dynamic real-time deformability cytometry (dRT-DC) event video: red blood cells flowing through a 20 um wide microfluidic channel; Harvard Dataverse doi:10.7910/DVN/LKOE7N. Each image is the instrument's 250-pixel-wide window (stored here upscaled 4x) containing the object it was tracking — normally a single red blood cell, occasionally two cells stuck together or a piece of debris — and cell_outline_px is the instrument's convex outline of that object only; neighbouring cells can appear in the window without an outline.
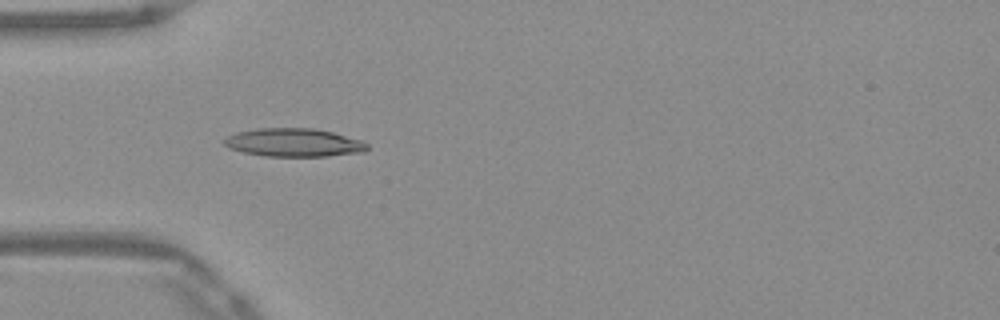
{"species": "Egyptian fruit bat (a non-hibernating species)", "species_latin": "Rousettus aegyptiacus", "temperature_condition": "warm", "stored_images_in_passage": 4, "camera_frame_rate_fps": 3000, "um_per_image_px": 0.085, "frame": {"image": 1, "passage_image": 3, "time_ms": 0.667, "image_size_px": [1000, 320], "cell_outline_px": [[368, 148], [364, 152], [328, 156], [264, 156], [244, 152], [228, 148], [224, 144], [224, 140], [228, 136], [236, 132], [256, 128], [312, 128], [332, 132], [360, 140], [368, 144]], "centroid_in_image_um": [24.96, 12.12], "position_along_channel_um": 60.0, "area_um2": 23.52}}